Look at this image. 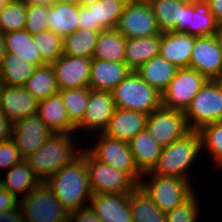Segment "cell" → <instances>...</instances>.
<instances>
[{"mask_svg":"<svg viewBox=\"0 0 222 222\" xmlns=\"http://www.w3.org/2000/svg\"><path fill=\"white\" fill-rule=\"evenodd\" d=\"M8 3V0H0V11L4 8V6Z\"/></svg>","mask_w":222,"mask_h":222,"instance_id":"cell-55","label":"cell"},{"mask_svg":"<svg viewBox=\"0 0 222 222\" xmlns=\"http://www.w3.org/2000/svg\"><path fill=\"white\" fill-rule=\"evenodd\" d=\"M24 160L14 140L8 139L0 143V168L8 171L14 165Z\"/></svg>","mask_w":222,"mask_h":222,"instance_id":"cell-43","label":"cell"},{"mask_svg":"<svg viewBox=\"0 0 222 222\" xmlns=\"http://www.w3.org/2000/svg\"><path fill=\"white\" fill-rule=\"evenodd\" d=\"M192 19L188 34L195 37L214 35L219 28V22L204 3L192 1Z\"/></svg>","mask_w":222,"mask_h":222,"instance_id":"cell-36","label":"cell"},{"mask_svg":"<svg viewBox=\"0 0 222 222\" xmlns=\"http://www.w3.org/2000/svg\"><path fill=\"white\" fill-rule=\"evenodd\" d=\"M5 53L15 54L17 58L26 60L36 67L46 63L41 59L38 48L36 47L32 35L23 30H15L4 33Z\"/></svg>","mask_w":222,"mask_h":222,"instance_id":"cell-26","label":"cell"},{"mask_svg":"<svg viewBox=\"0 0 222 222\" xmlns=\"http://www.w3.org/2000/svg\"><path fill=\"white\" fill-rule=\"evenodd\" d=\"M86 164L93 194H130L138 186L128 174L95 159L87 150Z\"/></svg>","mask_w":222,"mask_h":222,"instance_id":"cell-9","label":"cell"},{"mask_svg":"<svg viewBox=\"0 0 222 222\" xmlns=\"http://www.w3.org/2000/svg\"><path fill=\"white\" fill-rule=\"evenodd\" d=\"M129 0H98L79 6V29L107 30L115 28Z\"/></svg>","mask_w":222,"mask_h":222,"instance_id":"cell-14","label":"cell"},{"mask_svg":"<svg viewBox=\"0 0 222 222\" xmlns=\"http://www.w3.org/2000/svg\"><path fill=\"white\" fill-rule=\"evenodd\" d=\"M69 222H102L90 205L69 213Z\"/></svg>","mask_w":222,"mask_h":222,"instance_id":"cell-45","label":"cell"},{"mask_svg":"<svg viewBox=\"0 0 222 222\" xmlns=\"http://www.w3.org/2000/svg\"><path fill=\"white\" fill-rule=\"evenodd\" d=\"M100 31L78 29L63 37V53L65 56L92 58Z\"/></svg>","mask_w":222,"mask_h":222,"instance_id":"cell-33","label":"cell"},{"mask_svg":"<svg viewBox=\"0 0 222 222\" xmlns=\"http://www.w3.org/2000/svg\"><path fill=\"white\" fill-rule=\"evenodd\" d=\"M58 3L78 5V0H56Z\"/></svg>","mask_w":222,"mask_h":222,"instance_id":"cell-54","label":"cell"},{"mask_svg":"<svg viewBox=\"0 0 222 222\" xmlns=\"http://www.w3.org/2000/svg\"><path fill=\"white\" fill-rule=\"evenodd\" d=\"M95 144L84 148L97 160L128 174L138 185L143 173L138 169L129 144L99 133ZM93 144V145H92Z\"/></svg>","mask_w":222,"mask_h":222,"instance_id":"cell-8","label":"cell"},{"mask_svg":"<svg viewBox=\"0 0 222 222\" xmlns=\"http://www.w3.org/2000/svg\"><path fill=\"white\" fill-rule=\"evenodd\" d=\"M27 4L24 0L8 1L0 11V32L23 30L26 22Z\"/></svg>","mask_w":222,"mask_h":222,"instance_id":"cell-40","label":"cell"},{"mask_svg":"<svg viewBox=\"0 0 222 222\" xmlns=\"http://www.w3.org/2000/svg\"><path fill=\"white\" fill-rule=\"evenodd\" d=\"M49 30L64 37L79 29V5L54 3L47 6Z\"/></svg>","mask_w":222,"mask_h":222,"instance_id":"cell-28","label":"cell"},{"mask_svg":"<svg viewBox=\"0 0 222 222\" xmlns=\"http://www.w3.org/2000/svg\"><path fill=\"white\" fill-rule=\"evenodd\" d=\"M201 151L200 134L197 130H191L162 148L158 162L151 172L162 176H177L191 182L188 172Z\"/></svg>","mask_w":222,"mask_h":222,"instance_id":"cell-3","label":"cell"},{"mask_svg":"<svg viewBox=\"0 0 222 222\" xmlns=\"http://www.w3.org/2000/svg\"><path fill=\"white\" fill-rule=\"evenodd\" d=\"M146 130L162 147L168 146L191 131L184 112L163 106L148 115Z\"/></svg>","mask_w":222,"mask_h":222,"instance_id":"cell-12","label":"cell"},{"mask_svg":"<svg viewBox=\"0 0 222 222\" xmlns=\"http://www.w3.org/2000/svg\"><path fill=\"white\" fill-rule=\"evenodd\" d=\"M19 206V198L5 190L0 183V212L9 211Z\"/></svg>","mask_w":222,"mask_h":222,"instance_id":"cell-46","label":"cell"},{"mask_svg":"<svg viewBox=\"0 0 222 222\" xmlns=\"http://www.w3.org/2000/svg\"><path fill=\"white\" fill-rule=\"evenodd\" d=\"M138 169L144 174L153 170L162 152V146L145 129L129 142Z\"/></svg>","mask_w":222,"mask_h":222,"instance_id":"cell-24","label":"cell"},{"mask_svg":"<svg viewBox=\"0 0 222 222\" xmlns=\"http://www.w3.org/2000/svg\"><path fill=\"white\" fill-rule=\"evenodd\" d=\"M37 115L54 133H75L59 93L39 101Z\"/></svg>","mask_w":222,"mask_h":222,"instance_id":"cell-23","label":"cell"},{"mask_svg":"<svg viewBox=\"0 0 222 222\" xmlns=\"http://www.w3.org/2000/svg\"><path fill=\"white\" fill-rule=\"evenodd\" d=\"M219 28L222 30V20L219 22Z\"/></svg>","mask_w":222,"mask_h":222,"instance_id":"cell-58","label":"cell"},{"mask_svg":"<svg viewBox=\"0 0 222 222\" xmlns=\"http://www.w3.org/2000/svg\"><path fill=\"white\" fill-rule=\"evenodd\" d=\"M192 20V1L185 0L180 5V15L177 20V32H184L188 34V26H191Z\"/></svg>","mask_w":222,"mask_h":222,"instance_id":"cell-44","label":"cell"},{"mask_svg":"<svg viewBox=\"0 0 222 222\" xmlns=\"http://www.w3.org/2000/svg\"><path fill=\"white\" fill-rule=\"evenodd\" d=\"M161 34L150 37L126 38L124 62L132 71L159 55Z\"/></svg>","mask_w":222,"mask_h":222,"instance_id":"cell-27","label":"cell"},{"mask_svg":"<svg viewBox=\"0 0 222 222\" xmlns=\"http://www.w3.org/2000/svg\"><path fill=\"white\" fill-rule=\"evenodd\" d=\"M214 37L217 41V44L219 46V50H220L221 55H222V30L220 28H218V30L214 34Z\"/></svg>","mask_w":222,"mask_h":222,"instance_id":"cell-52","label":"cell"},{"mask_svg":"<svg viewBox=\"0 0 222 222\" xmlns=\"http://www.w3.org/2000/svg\"><path fill=\"white\" fill-rule=\"evenodd\" d=\"M19 206L25 222H69V213L45 182L19 198Z\"/></svg>","mask_w":222,"mask_h":222,"instance_id":"cell-6","label":"cell"},{"mask_svg":"<svg viewBox=\"0 0 222 222\" xmlns=\"http://www.w3.org/2000/svg\"><path fill=\"white\" fill-rule=\"evenodd\" d=\"M126 38L162 34L151 5L146 0H129L115 27Z\"/></svg>","mask_w":222,"mask_h":222,"instance_id":"cell-11","label":"cell"},{"mask_svg":"<svg viewBox=\"0 0 222 222\" xmlns=\"http://www.w3.org/2000/svg\"><path fill=\"white\" fill-rule=\"evenodd\" d=\"M190 68L208 80H222V55L214 35L195 37Z\"/></svg>","mask_w":222,"mask_h":222,"instance_id":"cell-16","label":"cell"},{"mask_svg":"<svg viewBox=\"0 0 222 222\" xmlns=\"http://www.w3.org/2000/svg\"><path fill=\"white\" fill-rule=\"evenodd\" d=\"M92 58L61 55L51 64L59 90L88 87Z\"/></svg>","mask_w":222,"mask_h":222,"instance_id":"cell-17","label":"cell"},{"mask_svg":"<svg viewBox=\"0 0 222 222\" xmlns=\"http://www.w3.org/2000/svg\"><path fill=\"white\" fill-rule=\"evenodd\" d=\"M5 56L4 33L0 32V65Z\"/></svg>","mask_w":222,"mask_h":222,"instance_id":"cell-51","label":"cell"},{"mask_svg":"<svg viewBox=\"0 0 222 222\" xmlns=\"http://www.w3.org/2000/svg\"><path fill=\"white\" fill-rule=\"evenodd\" d=\"M185 0H149L161 33L177 32V20L180 15V5Z\"/></svg>","mask_w":222,"mask_h":222,"instance_id":"cell-35","label":"cell"},{"mask_svg":"<svg viewBox=\"0 0 222 222\" xmlns=\"http://www.w3.org/2000/svg\"><path fill=\"white\" fill-rule=\"evenodd\" d=\"M47 18V6L39 4L27 5L24 29L31 35L48 30L49 23Z\"/></svg>","mask_w":222,"mask_h":222,"instance_id":"cell-42","label":"cell"},{"mask_svg":"<svg viewBox=\"0 0 222 222\" xmlns=\"http://www.w3.org/2000/svg\"><path fill=\"white\" fill-rule=\"evenodd\" d=\"M25 3L27 5H45V6H51L53 5L54 3H56V0H24Z\"/></svg>","mask_w":222,"mask_h":222,"instance_id":"cell-50","label":"cell"},{"mask_svg":"<svg viewBox=\"0 0 222 222\" xmlns=\"http://www.w3.org/2000/svg\"><path fill=\"white\" fill-rule=\"evenodd\" d=\"M184 114L191 130L222 121V80H208Z\"/></svg>","mask_w":222,"mask_h":222,"instance_id":"cell-7","label":"cell"},{"mask_svg":"<svg viewBox=\"0 0 222 222\" xmlns=\"http://www.w3.org/2000/svg\"><path fill=\"white\" fill-rule=\"evenodd\" d=\"M5 178L0 179L1 186L16 198L20 194H22L21 198L25 197L34 187L41 183V180L25 160L10 168Z\"/></svg>","mask_w":222,"mask_h":222,"instance_id":"cell-29","label":"cell"},{"mask_svg":"<svg viewBox=\"0 0 222 222\" xmlns=\"http://www.w3.org/2000/svg\"><path fill=\"white\" fill-rule=\"evenodd\" d=\"M0 222H25L20 206L9 211L0 212Z\"/></svg>","mask_w":222,"mask_h":222,"instance_id":"cell-48","label":"cell"},{"mask_svg":"<svg viewBox=\"0 0 222 222\" xmlns=\"http://www.w3.org/2000/svg\"><path fill=\"white\" fill-rule=\"evenodd\" d=\"M147 117L143 112L116 108L103 134L128 143L146 129Z\"/></svg>","mask_w":222,"mask_h":222,"instance_id":"cell-22","label":"cell"},{"mask_svg":"<svg viewBox=\"0 0 222 222\" xmlns=\"http://www.w3.org/2000/svg\"><path fill=\"white\" fill-rule=\"evenodd\" d=\"M89 205L102 222H132L129 194H93Z\"/></svg>","mask_w":222,"mask_h":222,"instance_id":"cell-19","label":"cell"},{"mask_svg":"<svg viewBox=\"0 0 222 222\" xmlns=\"http://www.w3.org/2000/svg\"><path fill=\"white\" fill-rule=\"evenodd\" d=\"M126 37L115 28L102 30L99 33L93 57L96 59L124 62Z\"/></svg>","mask_w":222,"mask_h":222,"instance_id":"cell-30","label":"cell"},{"mask_svg":"<svg viewBox=\"0 0 222 222\" xmlns=\"http://www.w3.org/2000/svg\"><path fill=\"white\" fill-rule=\"evenodd\" d=\"M195 192L173 210L166 213V222H197L200 206L197 201L199 198Z\"/></svg>","mask_w":222,"mask_h":222,"instance_id":"cell-41","label":"cell"},{"mask_svg":"<svg viewBox=\"0 0 222 222\" xmlns=\"http://www.w3.org/2000/svg\"><path fill=\"white\" fill-rule=\"evenodd\" d=\"M69 120L76 126L83 118L89 101V87L59 90Z\"/></svg>","mask_w":222,"mask_h":222,"instance_id":"cell-38","label":"cell"},{"mask_svg":"<svg viewBox=\"0 0 222 222\" xmlns=\"http://www.w3.org/2000/svg\"><path fill=\"white\" fill-rule=\"evenodd\" d=\"M191 1H195V2H198V3H204L206 0H191Z\"/></svg>","mask_w":222,"mask_h":222,"instance_id":"cell-57","label":"cell"},{"mask_svg":"<svg viewBox=\"0 0 222 222\" xmlns=\"http://www.w3.org/2000/svg\"><path fill=\"white\" fill-rule=\"evenodd\" d=\"M38 102L23 86L4 84L0 95V112L14 123L36 115Z\"/></svg>","mask_w":222,"mask_h":222,"instance_id":"cell-18","label":"cell"},{"mask_svg":"<svg viewBox=\"0 0 222 222\" xmlns=\"http://www.w3.org/2000/svg\"><path fill=\"white\" fill-rule=\"evenodd\" d=\"M32 39L46 64L54 63L63 53V37L49 29L32 35Z\"/></svg>","mask_w":222,"mask_h":222,"instance_id":"cell-39","label":"cell"},{"mask_svg":"<svg viewBox=\"0 0 222 222\" xmlns=\"http://www.w3.org/2000/svg\"><path fill=\"white\" fill-rule=\"evenodd\" d=\"M97 1L98 0H78V5L79 6H86V5H89V4H93Z\"/></svg>","mask_w":222,"mask_h":222,"instance_id":"cell-53","label":"cell"},{"mask_svg":"<svg viewBox=\"0 0 222 222\" xmlns=\"http://www.w3.org/2000/svg\"><path fill=\"white\" fill-rule=\"evenodd\" d=\"M204 4L215 19L220 22L222 20V0H206Z\"/></svg>","mask_w":222,"mask_h":222,"instance_id":"cell-49","label":"cell"},{"mask_svg":"<svg viewBox=\"0 0 222 222\" xmlns=\"http://www.w3.org/2000/svg\"><path fill=\"white\" fill-rule=\"evenodd\" d=\"M3 85H4V83H3V81L0 79V95H1V90H2V88H3Z\"/></svg>","mask_w":222,"mask_h":222,"instance_id":"cell-56","label":"cell"},{"mask_svg":"<svg viewBox=\"0 0 222 222\" xmlns=\"http://www.w3.org/2000/svg\"><path fill=\"white\" fill-rule=\"evenodd\" d=\"M115 110V102L110 91L89 88L88 105L82 120L76 125L75 132L91 133L92 136L94 133H103Z\"/></svg>","mask_w":222,"mask_h":222,"instance_id":"cell-13","label":"cell"},{"mask_svg":"<svg viewBox=\"0 0 222 222\" xmlns=\"http://www.w3.org/2000/svg\"><path fill=\"white\" fill-rule=\"evenodd\" d=\"M73 135L76 133H52L38 150L24 159L41 182H46L81 153L82 148L76 147Z\"/></svg>","mask_w":222,"mask_h":222,"instance_id":"cell-2","label":"cell"},{"mask_svg":"<svg viewBox=\"0 0 222 222\" xmlns=\"http://www.w3.org/2000/svg\"><path fill=\"white\" fill-rule=\"evenodd\" d=\"M35 68L36 66L17 58L15 54L5 53L0 65V79L5 85L23 86Z\"/></svg>","mask_w":222,"mask_h":222,"instance_id":"cell-34","label":"cell"},{"mask_svg":"<svg viewBox=\"0 0 222 222\" xmlns=\"http://www.w3.org/2000/svg\"><path fill=\"white\" fill-rule=\"evenodd\" d=\"M195 36L184 32H164L161 34L159 55L178 69L190 67Z\"/></svg>","mask_w":222,"mask_h":222,"instance_id":"cell-21","label":"cell"},{"mask_svg":"<svg viewBox=\"0 0 222 222\" xmlns=\"http://www.w3.org/2000/svg\"><path fill=\"white\" fill-rule=\"evenodd\" d=\"M23 87L38 101L59 92L51 64L36 67Z\"/></svg>","mask_w":222,"mask_h":222,"instance_id":"cell-32","label":"cell"},{"mask_svg":"<svg viewBox=\"0 0 222 222\" xmlns=\"http://www.w3.org/2000/svg\"><path fill=\"white\" fill-rule=\"evenodd\" d=\"M144 177L147 178V181ZM191 183L189 180L177 176H162L150 171L142 175L138 186L161 211L167 213L194 192L195 189Z\"/></svg>","mask_w":222,"mask_h":222,"instance_id":"cell-4","label":"cell"},{"mask_svg":"<svg viewBox=\"0 0 222 222\" xmlns=\"http://www.w3.org/2000/svg\"><path fill=\"white\" fill-rule=\"evenodd\" d=\"M45 183L68 213L89 205L93 193L86 164V149L83 147L77 157L61 167Z\"/></svg>","mask_w":222,"mask_h":222,"instance_id":"cell-1","label":"cell"},{"mask_svg":"<svg viewBox=\"0 0 222 222\" xmlns=\"http://www.w3.org/2000/svg\"><path fill=\"white\" fill-rule=\"evenodd\" d=\"M131 71L125 62L92 58L88 87L92 90L111 92Z\"/></svg>","mask_w":222,"mask_h":222,"instance_id":"cell-20","label":"cell"},{"mask_svg":"<svg viewBox=\"0 0 222 222\" xmlns=\"http://www.w3.org/2000/svg\"><path fill=\"white\" fill-rule=\"evenodd\" d=\"M208 79L193 68H179L162 95V106L185 112Z\"/></svg>","mask_w":222,"mask_h":222,"instance_id":"cell-10","label":"cell"},{"mask_svg":"<svg viewBox=\"0 0 222 222\" xmlns=\"http://www.w3.org/2000/svg\"><path fill=\"white\" fill-rule=\"evenodd\" d=\"M52 133L54 132L36 114L13 123L12 139L25 159L38 150Z\"/></svg>","mask_w":222,"mask_h":222,"instance_id":"cell-15","label":"cell"},{"mask_svg":"<svg viewBox=\"0 0 222 222\" xmlns=\"http://www.w3.org/2000/svg\"><path fill=\"white\" fill-rule=\"evenodd\" d=\"M13 123L0 112V143L12 138Z\"/></svg>","mask_w":222,"mask_h":222,"instance_id":"cell-47","label":"cell"},{"mask_svg":"<svg viewBox=\"0 0 222 222\" xmlns=\"http://www.w3.org/2000/svg\"><path fill=\"white\" fill-rule=\"evenodd\" d=\"M116 108L150 114L162 106V95L146 83L135 71L120 82L112 91Z\"/></svg>","mask_w":222,"mask_h":222,"instance_id":"cell-5","label":"cell"},{"mask_svg":"<svg viewBox=\"0 0 222 222\" xmlns=\"http://www.w3.org/2000/svg\"><path fill=\"white\" fill-rule=\"evenodd\" d=\"M129 203L132 222H166V213L139 186L129 194Z\"/></svg>","mask_w":222,"mask_h":222,"instance_id":"cell-31","label":"cell"},{"mask_svg":"<svg viewBox=\"0 0 222 222\" xmlns=\"http://www.w3.org/2000/svg\"><path fill=\"white\" fill-rule=\"evenodd\" d=\"M198 132L201 137V150L206 149L210 158L212 157V163L217 165L215 167L222 169V121L204 125Z\"/></svg>","mask_w":222,"mask_h":222,"instance_id":"cell-37","label":"cell"},{"mask_svg":"<svg viewBox=\"0 0 222 222\" xmlns=\"http://www.w3.org/2000/svg\"><path fill=\"white\" fill-rule=\"evenodd\" d=\"M177 70L178 68L173 63L158 55L143 63L135 72L162 94L175 77Z\"/></svg>","mask_w":222,"mask_h":222,"instance_id":"cell-25","label":"cell"}]
</instances>
